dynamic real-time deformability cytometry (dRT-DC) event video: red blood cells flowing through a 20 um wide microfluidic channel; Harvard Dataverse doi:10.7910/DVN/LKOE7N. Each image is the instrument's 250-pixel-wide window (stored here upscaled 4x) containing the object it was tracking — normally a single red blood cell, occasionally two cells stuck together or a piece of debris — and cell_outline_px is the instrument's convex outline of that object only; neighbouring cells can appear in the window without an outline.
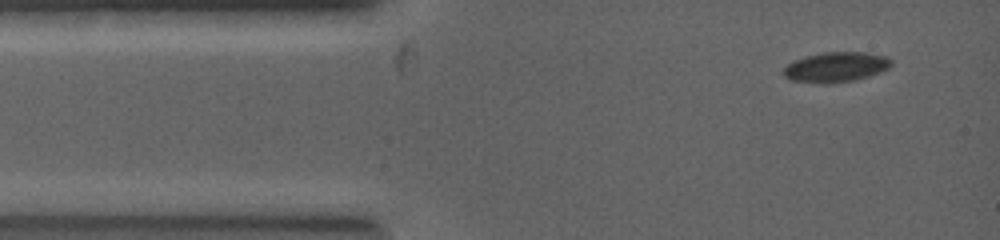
{"species": "common noctule bat (a hibernating species)", "species_latin": "Nyctalus noctula", "temperature_condition": "warm", "stored_images_in_passage": 19, "camera_frame_rate_fps": 5000, "um_per_image_px": 0.085, "animal": {"sex": "female", "body_mass_g": 19.0, "forearm_length_mm": 53.3}, "frame": {"image": 1, "passage_image": 1, "time_ms": 0.0, "image_size_px": [1000, 240], "cell_outline_px": [[892, 64], [888, 68], [852, 80], [828, 84], [792, 80], [784, 76], [784, 68], [788, 64], [796, 60], [808, 56], [824, 52], [864, 52], [884, 56], [892, 60]], "centroid_in_image_um": [71.03, 5.69], "position_along_channel_um": 14.0, "area_um2": 18.26}}
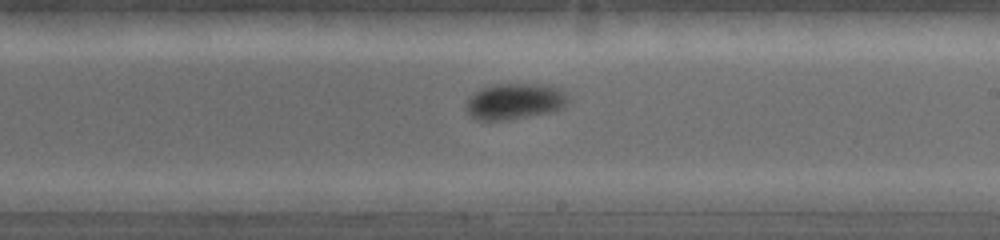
{"frame": {"image": 2, "passage_image": 13, "time_ms": 4.4, "image_size_px": [1000, 240], "cell_outline_px": [[564, 104], [560, 108], [548, 112], [504, 120], [476, 120], [468, 112], [468, 100], [476, 92], [484, 88], [500, 84], [536, 84], [552, 88], [560, 92], [564, 96]], "centroid_in_image_um": [43.66, 8.63], "position_along_channel_um": 245.3, "area_um2": 20.06}}
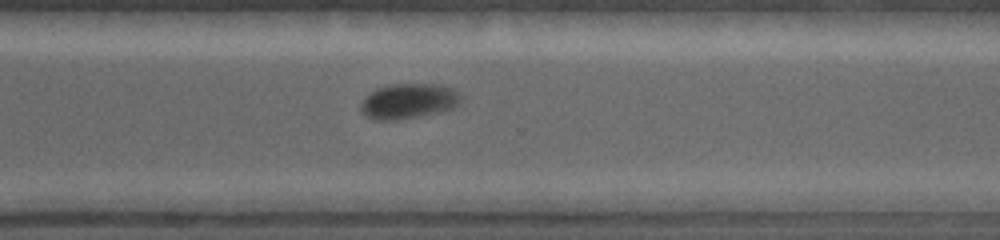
{"frame": {"image": 3, "passage_image": 19, "time_ms": 5.8, "image_size_px": [1000, 240], "cell_outline_px": [[460, 100], [456, 104], [448, 108], [396, 120], [376, 120], [368, 116], [360, 108], [360, 104], [372, 92], [380, 88], [392, 84], [436, 84], [452, 88], [460, 92]], "centroid_in_image_um": [34.71, 8.57], "position_along_channel_um": 335.9, "area_um2": 19.54}}